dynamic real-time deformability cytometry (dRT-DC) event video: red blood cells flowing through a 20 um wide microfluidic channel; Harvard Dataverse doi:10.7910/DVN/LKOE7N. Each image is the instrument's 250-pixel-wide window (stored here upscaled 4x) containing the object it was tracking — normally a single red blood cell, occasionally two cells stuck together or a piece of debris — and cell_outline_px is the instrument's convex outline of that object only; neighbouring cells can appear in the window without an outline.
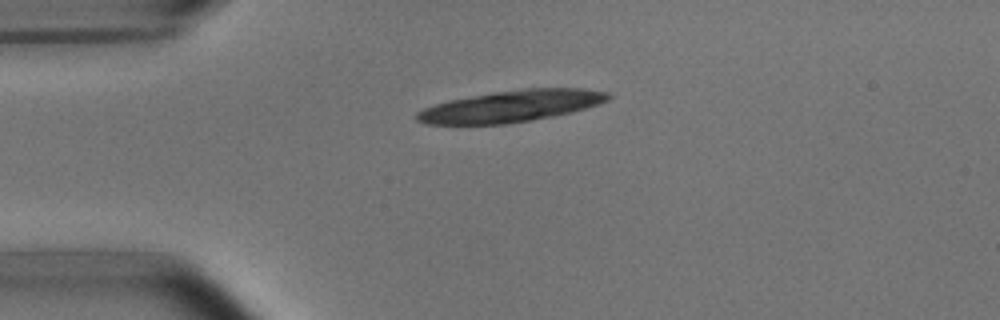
{"species": "common noctule bat (a hibernating species)", "species_latin": "Nyctalus noctula", "temperature_condition": "room temperature", "stored_images_in_passage": 5, "camera_frame_rate_fps": 3000, "um_per_image_px": 0.085, "animal": {"sex": "male", "body_mass_g": 15.6}, "frame": {"image": 1, "passage_image": 5, "time_ms": 5.333, "image_size_px": [1000, 320], "cell_outline_px": [[612, 96], [608, 100], [600, 104], [572, 112], [552, 116], [504, 124], [428, 124], [416, 120], [416, 112], [424, 108], [448, 100], [492, 92], [524, 88], [580, 88], [608, 92]], "centroid_in_image_um": [43.46, 9.01], "position_along_channel_um": 41.5, "area_um2": 35.08}}